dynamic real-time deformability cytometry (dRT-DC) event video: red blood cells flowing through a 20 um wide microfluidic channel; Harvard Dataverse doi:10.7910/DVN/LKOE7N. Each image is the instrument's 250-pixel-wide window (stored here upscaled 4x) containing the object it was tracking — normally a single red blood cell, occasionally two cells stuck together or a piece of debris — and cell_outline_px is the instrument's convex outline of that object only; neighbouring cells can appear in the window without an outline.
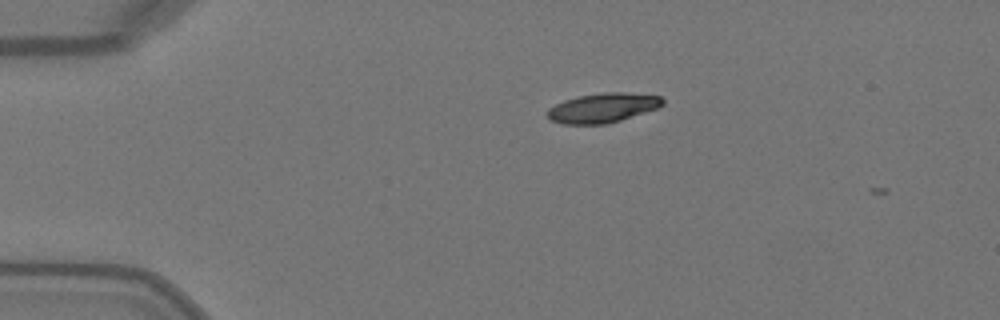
{"species": "Egyptian fruit bat (a non-hibernating species)", "species_latin": "Rousettus aegyptiacus", "temperature_condition": "warm", "stored_images_in_passage": 3, "camera_frame_rate_fps": 3000, "um_per_image_px": 0.085, "animal": {"sex": "female"}, "frame": {"image": 1, "passage_image": 1, "time_ms": 0.0, "image_size_px": [1000, 320], "cell_outline_px": [[664, 104], [656, 108], [620, 120], [604, 124], [564, 124], [552, 120], [548, 116], [548, 108], [564, 100], [580, 96], [604, 92], [624, 92], [660, 96], [664, 100]], "centroid_in_image_um": [51.23, 9.16], "position_along_channel_um": 33.8, "area_um2": 19.48}}